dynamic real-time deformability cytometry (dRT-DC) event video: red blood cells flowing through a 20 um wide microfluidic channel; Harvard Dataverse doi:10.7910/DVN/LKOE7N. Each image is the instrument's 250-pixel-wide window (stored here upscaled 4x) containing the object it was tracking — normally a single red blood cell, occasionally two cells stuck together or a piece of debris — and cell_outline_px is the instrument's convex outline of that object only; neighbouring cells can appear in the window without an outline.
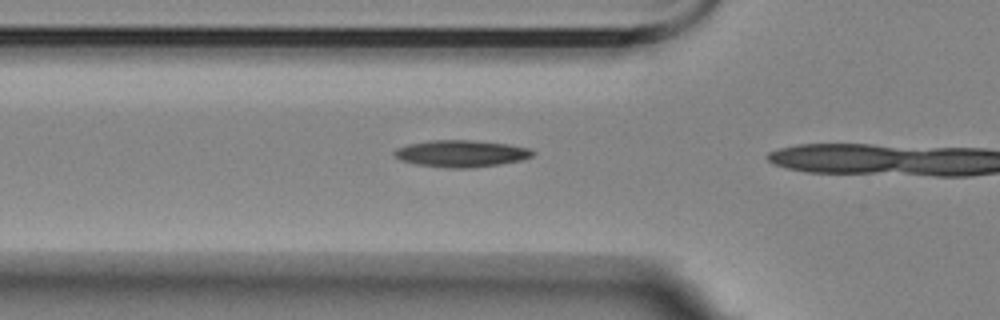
{"species": "Egyptian fruit bat (a non-hibernating species)", "species_latin": "Rousettus aegyptiacus", "temperature_condition": "room temperature", "stored_images_in_passage": 7, "camera_frame_rate_fps": 3000, "um_per_image_px": 0.085, "animal": {"sex": "female"}, "frame": {"image": 1, "passage_image": 6, "time_ms": 7.333, "image_size_px": [1000, 320], "cell_outline_px": [[536, 152], [532, 156], [520, 160], [500, 164], [472, 168], [444, 168], [416, 164], [400, 160], [392, 152], [396, 148], [408, 144], [428, 140], [472, 140], [508, 144], [528, 148]], "centroid_in_image_um": [39.17, 13.05], "position_along_channel_um": 86.6, "area_um2": 21.73}}